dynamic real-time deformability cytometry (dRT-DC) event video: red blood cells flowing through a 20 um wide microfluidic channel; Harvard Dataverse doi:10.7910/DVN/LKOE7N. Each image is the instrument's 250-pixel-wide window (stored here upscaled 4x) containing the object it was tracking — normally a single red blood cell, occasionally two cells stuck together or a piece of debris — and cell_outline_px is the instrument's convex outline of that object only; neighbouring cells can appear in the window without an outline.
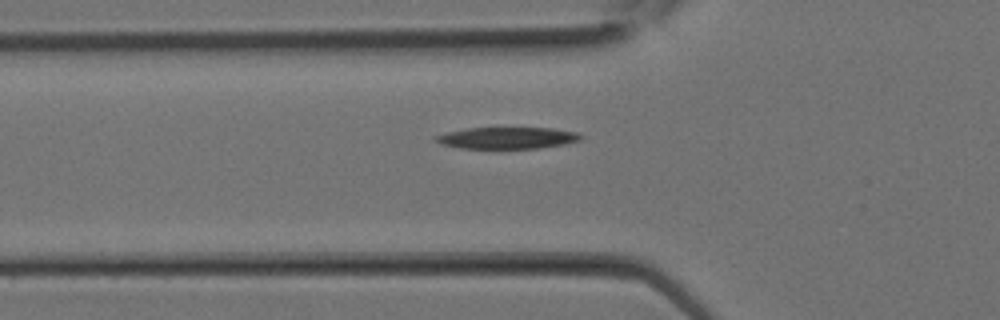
{"species": "Egyptian fruit bat (a non-hibernating species)", "species_latin": "Rousettus aegyptiacus", "temperature_condition": "room temperature", "stored_images_in_passage": 8, "camera_frame_rate_fps": 3000, "um_per_image_px": 0.085, "animal": {"sex": "female"}, "frame": {"image": 1, "passage_image": 4, "time_ms": 1.0, "image_size_px": [1000, 320], "cell_outline_px": [[584, 136], [580, 140], [564, 144], [540, 148], [460, 148], [440, 144], [432, 140], [436, 136], [448, 132], [468, 128], [552, 128], [576, 132]], "centroid_in_image_um": [43.11, 11.72], "position_along_channel_um": 82.7, "area_um2": 18.21}}
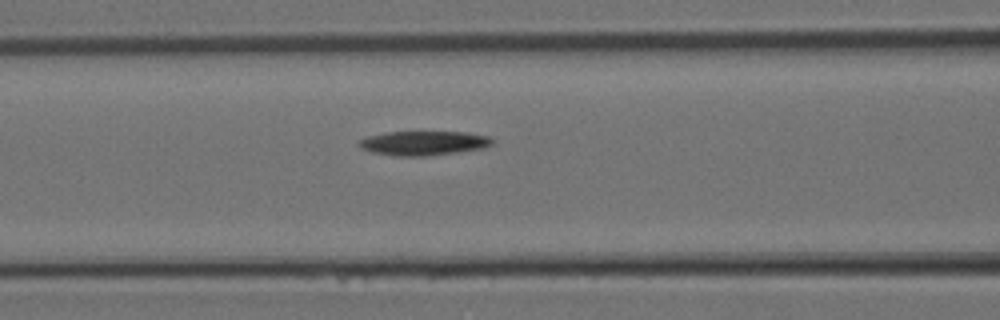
{"frame": {"image": 2, "passage_image": 6, "time_ms": 1.667, "image_size_px": [1000, 320], "cell_outline_px": [[492, 144], [484, 148], [460, 152], [424, 156], [396, 156], [372, 152], [360, 148], [356, 144], [360, 140], [368, 136], [384, 132], [468, 132], [488, 136], [492, 140]], "centroid_in_image_um": [35.98, 12.16], "position_along_channel_um": 130.6, "area_um2": 18.96}}
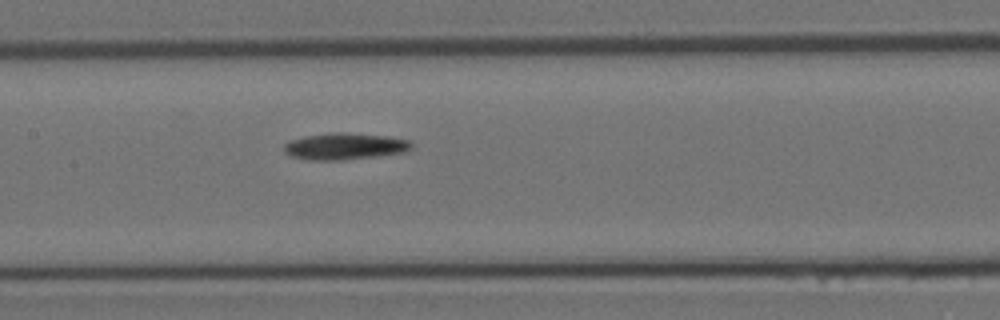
{"frame": {"image": 3, "passage_image": 8, "time_ms": 2.333, "image_size_px": [1000, 320], "cell_outline_px": [[412, 148], [408, 152], [344, 160], [308, 160], [292, 156], [284, 152], [284, 144], [292, 140], [304, 136], [340, 132], [388, 136], [412, 140]], "centroid_in_image_um": [29.36, 12.44], "position_along_channel_um": 178.0, "area_um2": 19.83}}